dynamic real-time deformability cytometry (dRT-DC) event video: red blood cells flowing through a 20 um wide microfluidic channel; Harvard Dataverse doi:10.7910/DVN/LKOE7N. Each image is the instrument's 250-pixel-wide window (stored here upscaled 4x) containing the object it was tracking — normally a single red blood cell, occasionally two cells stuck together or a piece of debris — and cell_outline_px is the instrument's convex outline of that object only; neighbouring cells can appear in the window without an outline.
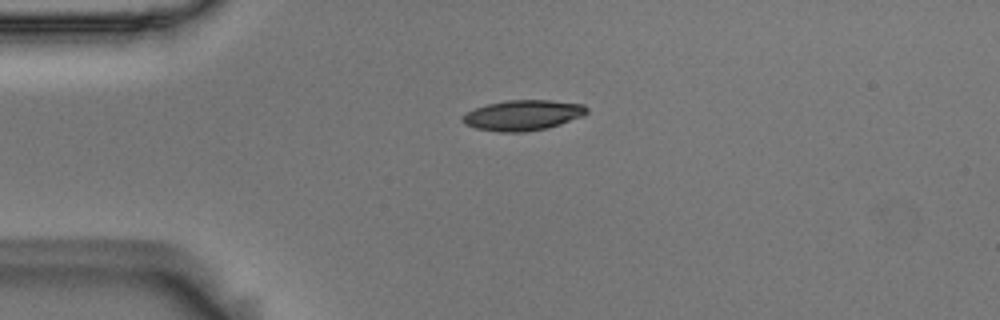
{"species": "Egyptian fruit bat (a non-hibernating species)", "species_latin": "Rousettus aegyptiacus", "temperature_condition": "room temperature", "stored_images_in_passage": 8, "camera_frame_rate_fps": 3000, "um_per_image_px": 0.085, "animal": {"sex": "male"}, "frame": {"image": 1, "passage_image": 4, "time_ms": 1.0, "image_size_px": [1000, 320], "cell_outline_px": [[588, 112], [584, 116], [548, 128], [524, 132], [500, 132], [476, 128], [464, 124], [460, 120], [468, 112], [476, 108], [488, 104], [508, 100], [548, 100], [584, 104], [588, 108]], "centroid_in_image_um": [44.48, 9.8], "position_along_channel_um": 40.5, "area_um2": 21.96}}
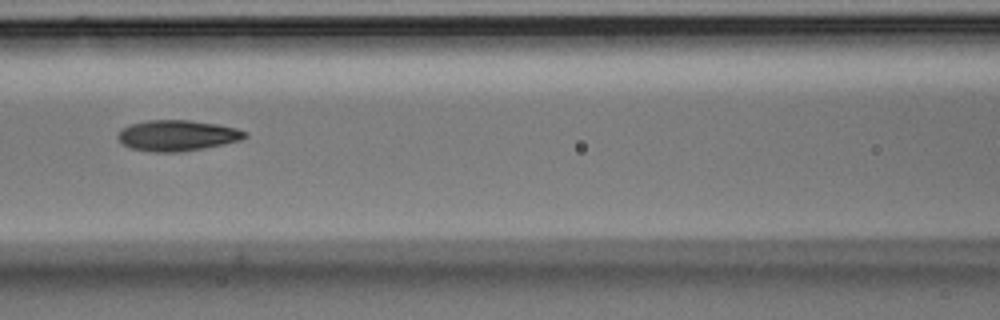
{"frame": {"image": 2, "passage_image": 7, "time_ms": 2.0, "image_size_px": [1000, 320], "cell_outline_px": [[248, 136], [240, 140], [224, 144], [204, 148], [176, 152], [156, 152], [132, 148], [124, 144], [116, 136], [124, 128], [132, 124], [148, 120], [188, 120], [216, 124], [236, 128], [248, 132]], "centroid_in_image_um": [15.11, 11.51], "position_along_channel_um": 151.5, "area_um2": 22.48}}
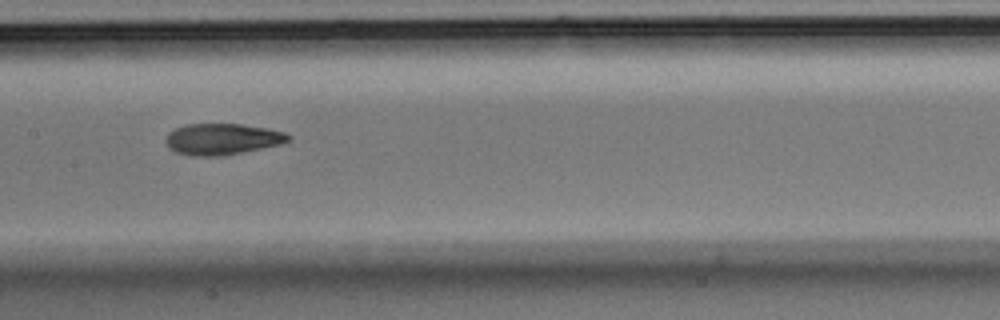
{"frame": {"image": 3, "passage_image": 8, "time_ms": 2.333, "image_size_px": [1000, 320], "cell_outline_px": [[292, 140], [280, 144], [224, 156], [196, 156], [176, 152], [168, 148], [164, 140], [168, 132], [176, 128], [188, 124], [240, 124], [268, 128], [284, 132], [292, 136]], "centroid_in_image_um": [18.89, 11.82], "position_along_channel_um": 188.5, "area_um2": 22.43}}